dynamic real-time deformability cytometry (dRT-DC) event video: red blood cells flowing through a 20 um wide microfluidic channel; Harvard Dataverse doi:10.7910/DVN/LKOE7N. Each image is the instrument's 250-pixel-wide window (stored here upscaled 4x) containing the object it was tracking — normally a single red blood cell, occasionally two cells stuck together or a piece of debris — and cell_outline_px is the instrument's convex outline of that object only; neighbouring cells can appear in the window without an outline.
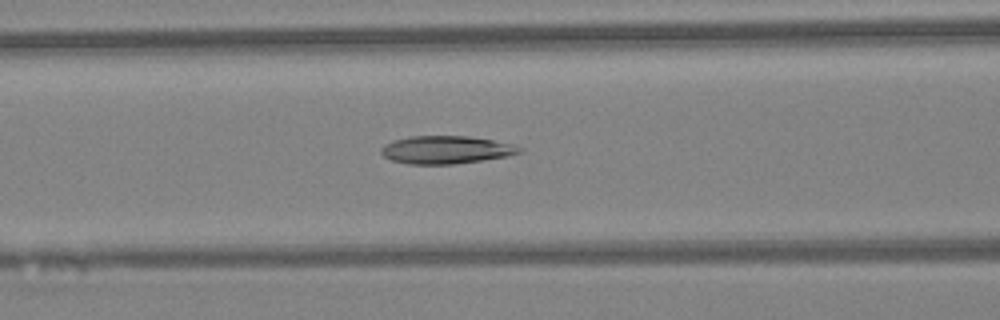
{"species": "Egyptian fruit bat (a non-hibernating species)", "species_latin": "Rousettus aegyptiacus", "temperature_condition": "warm", "stored_images_in_passage": 47, "camera_frame_rate_fps": 3000, "um_per_image_px": 0.085, "animal": {"sex": "female"}, "frame": {"image": 1, "passage_image": 20, "time_ms": 6.333, "image_size_px": [1000, 320], "cell_outline_px": [[524, 148], [520, 152], [508, 156], [456, 164], [408, 164], [392, 160], [384, 156], [380, 152], [380, 148], [384, 144], [392, 140], [412, 136], [468, 136], [492, 140], [512, 144]], "centroid_in_image_um": [37.89, 12.73], "position_along_channel_um": 128.7, "area_um2": 22.48}}
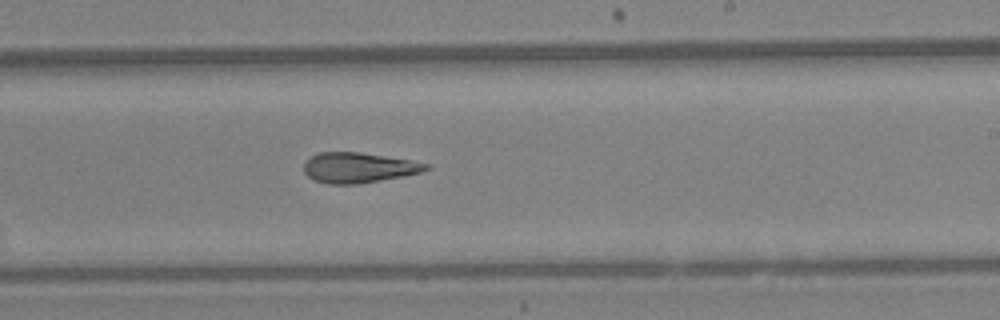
{"frame": {"image": 2, "passage_image": 29, "time_ms": 9.333, "image_size_px": [1000, 320], "cell_outline_px": [[432, 168], [420, 172], [404, 176], [356, 184], [328, 184], [316, 180], [308, 176], [304, 172], [304, 164], [312, 156], [320, 152], [360, 152], [412, 160], [432, 164]], "centroid_in_image_um": [30.53, 14.24], "position_along_channel_um": 258.5, "area_um2": 21.5}}
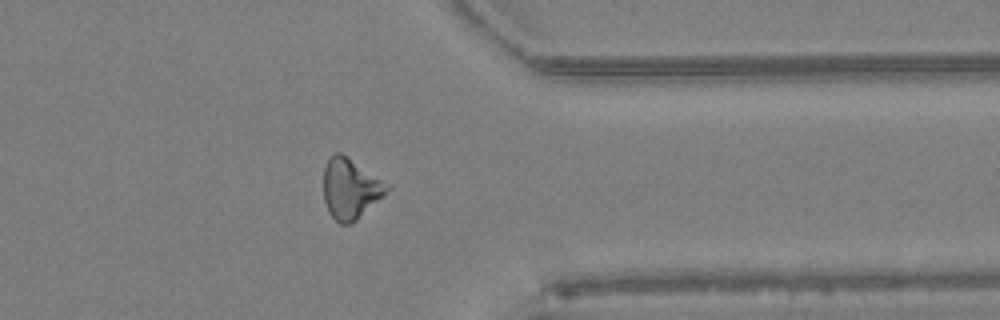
{"frame": {"image": 3, "passage_image": 38, "time_ms": 12.333, "image_size_px": [1000, 320], "cell_outline_px": [[392, 188], [356, 220], [348, 224], [340, 224], [328, 212], [324, 200], [324, 168], [328, 160], [336, 152], [340, 152], [392, 184]], "centroid_in_image_um": [29.82, 16.02], "position_along_channel_um": 381.6, "area_um2": 22.43}, "authors_computed_cell_mechanics": {"area_um2": 22.4842, "velocity_mm_per_s": 4.3615, "shape_relaxation_time_tau1_ms": null, "shape_relaxation_time_tau2_ms": 4.4536, "deformation_change_tau1": null, "deformation_change_tau2": 0.1515}}